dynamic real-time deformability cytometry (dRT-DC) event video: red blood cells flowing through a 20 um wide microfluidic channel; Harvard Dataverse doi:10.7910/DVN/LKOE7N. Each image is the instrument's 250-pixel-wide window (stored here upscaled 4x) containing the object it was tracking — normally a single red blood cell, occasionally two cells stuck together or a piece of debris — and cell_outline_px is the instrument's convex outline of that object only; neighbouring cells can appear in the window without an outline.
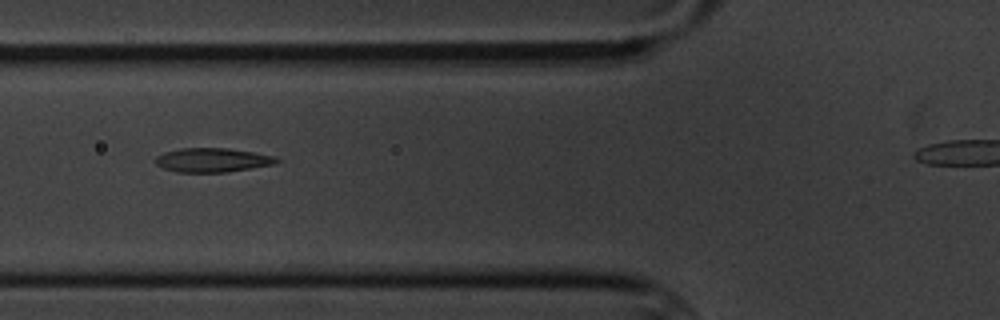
{"species": "common noctule bat (a hibernating species)", "species_latin": "Nyctalus noctula", "temperature_condition": "cold", "stored_images_in_passage": 3, "camera_frame_rate_fps": 3000, "um_per_image_px": 0.085, "animal": {"sex": "male", "body_mass_g": 20.1, "forearm_length_mm": 53.5}, "frame": {"image": 1, "passage_image": 2, "time_ms": 1.333, "image_size_px": [1000, 320], "cell_outline_px": [[280, 160], [276, 164], [228, 172], [176, 172], [164, 168], [156, 164], [156, 156], [164, 152], [180, 148], [228, 148], [276, 156]], "centroid_in_image_um": [18.08, 13.6], "position_along_channel_um": 107.7, "area_um2": 17.05}}
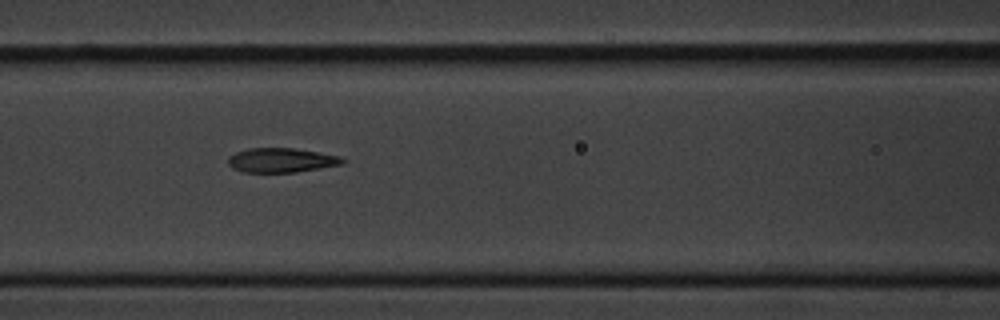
{"frame": {"image": 2, "passage_image": 3, "time_ms": 2.333, "image_size_px": [1000, 320], "cell_outline_px": [[348, 160], [344, 164], [296, 172], [244, 172], [232, 168], [228, 164], [228, 156], [236, 152], [248, 148], [292, 148], [320, 152], [340, 156]], "centroid_in_image_um": [23.94, 13.61], "position_along_channel_um": 142.7, "area_um2": 16.42}}